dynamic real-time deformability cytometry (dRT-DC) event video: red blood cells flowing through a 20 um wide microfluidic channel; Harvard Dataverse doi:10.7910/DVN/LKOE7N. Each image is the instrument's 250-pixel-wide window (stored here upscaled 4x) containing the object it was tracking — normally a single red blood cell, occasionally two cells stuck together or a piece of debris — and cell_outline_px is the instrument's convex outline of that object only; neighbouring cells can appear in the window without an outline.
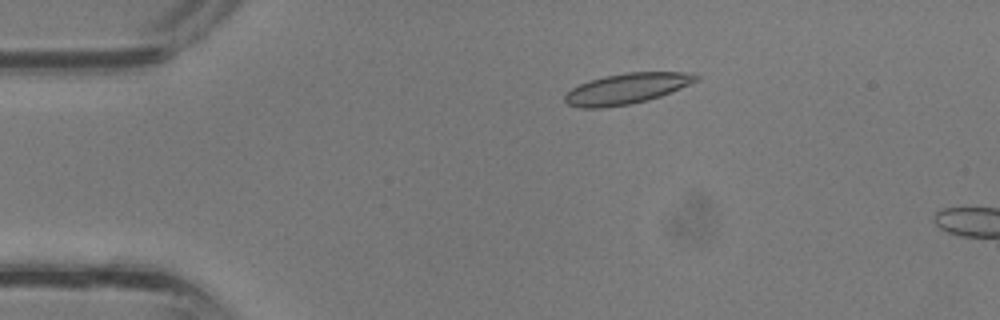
{"species": "common noctule bat (a hibernating species)", "species_latin": "Nyctalus noctula", "temperature_condition": "room temperature", "stored_images_in_passage": 9, "camera_frame_rate_fps": 3000, "um_per_image_px": 0.085, "animal": {"sex": "male", "body_mass_g": 13.3}, "frame": {"image": 1, "passage_image": 7, "time_ms": 2.0, "image_size_px": [1000, 320], "cell_outline_px": [[700, 80], [660, 96], [648, 100], [632, 104], [604, 108], [580, 108], [568, 104], [564, 100], [564, 92], [588, 80], [604, 76], [628, 72], [696, 72], [700, 76]], "centroid_in_image_um": [53.28, 7.53], "position_along_channel_um": 31.7, "area_um2": 23.76}}